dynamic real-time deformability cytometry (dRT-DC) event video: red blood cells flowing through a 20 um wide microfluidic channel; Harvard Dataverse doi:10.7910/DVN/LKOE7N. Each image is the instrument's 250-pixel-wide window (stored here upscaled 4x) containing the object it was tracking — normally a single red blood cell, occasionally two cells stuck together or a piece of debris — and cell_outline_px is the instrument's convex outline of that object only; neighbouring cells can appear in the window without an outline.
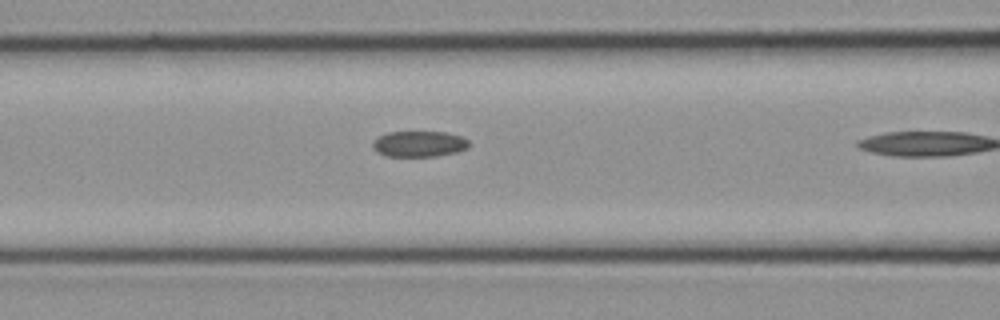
{"species": "common noctule bat (a hibernating species)", "species_latin": "Nyctalus noctula", "temperature_condition": "cold", "stored_images_in_passage": 7, "camera_frame_rate_fps": 3000, "um_per_image_px": 0.085, "animal": {"sex": "female", "body_mass_g": 21.9}, "frame": {"image": 1, "passage_image": 6, "time_ms": 1.667, "image_size_px": [1000, 320], "cell_outline_px": [[472, 144], [468, 148], [456, 152], [436, 156], [384, 156], [376, 152], [372, 148], [372, 140], [388, 132], [444, 132], [460, 136], [468, 140]], "centroid_in_image_um": [35.61, 12.24], "position_along_channel_um": 131.0, "area_um2": 14.62}}